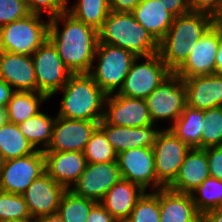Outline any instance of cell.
I'll return each mask as SVG.
<instances>
[{"label":"cell","mask_w":222,"mask_h":222,"mask_svg":"<svg viewBox=\"0 0 222 222\" xmlns=\"http://www.w3.org/2000/svg\"><path fill=\"white\" fill-rule=\"evenodd\" d=\"M31 57L37 80V92L45 94L48 98L58 93L73 74L63 63L49 39Z\"/></svg>","instance_id":"8"},{"label":"cell","mask_w":222,"mask_h":222,"mask_svg":"<svg viewBox=\"0 0 222 222\" xmlns=\"http://www.w3.org/2000/svg\"><path fill=\"white\" fill-rule=\"evenodd\" d=\"M34 222H63V220L58 215V213H56V214H52V215H46V216L39 217V218L35 219Z\"/></svg>","instance_id":"48"},{"label":"cell","mask_w":222,"mask_h":222,"mask_svg":"<svg viewBox=\"0 0 222 222\" xmlns=\"http://www.w3.org/2000/svg\"><path fill=\"white\" fill-rule=\"evenodd\" d=\"M206 151L210 177L222 180V146H213Z\"/></svg>","instance_id":"40"},{"label":"cell","mask_w":222,"mask_h":222,"mask_svg":"<svg viewBox=\"0 0 222 222\" xmlns=\"http://www.w3.org/2000/svg\"><path fill=\"white\" fill-rule=\"evenodd\" d=\"M9 122L7 109L4 106H0V127Z\"/></svg>","instance_id":"50"},{"label":"cell","mask_w":222,"mask_h":222,"mask_svg":"<svg viewBox=\"0 0 222 222\" xmlns=\"http://www.w3.org/2000/svg\"><path fill=\"white\" fill-rule=\"evenodd\" d=\"M121 179L117 162L87 163L69 190L80 197L100 202L108 190Z\"/></svg>","instance_id":"11"},{"label":"cell","mask_w":222,"mask_h":222,"mask_svg":"<svg viewBox=\"0 0 222 222\" xmlns=\"http://www.w3.org/2000/svg\"><path fill=\"white\" fill-rule=\"evenodd\" d=\"M125 222H160V189L145 192Z\"/></svg>","instance_id":"36"},{"label":"cell","mask_w":222,"mask_h":222,"mask_svg":"<svg viewBox=\"0 0 222 222\" xmlns=\"http://www.w3.org/2000/svg\"><path fill=\"white\" fill-rule=\"evenodd\" d=\"M152 148L157 181L167 188L175 180L191 147L166 128L160 131Z\"/></svg>","instance_id":"9"},{"label":"cell","mask_w":222,"mask_h":222,"mask_svg":"<svg viewBox=\"0 0 222 222\" xmlns=\"http://www.w3.org/2000/svg\"><path fill=\"white\" fill-rule=\"evenodd\" d=\"M117 163L122 179L138 184L145 191L152 183L154 189L164 188L158 181L155 171L154 151L152 147L133 148L120 152Z\"/></svg>","instance_id":"12"},{"label":"cell","mask_w":222,"mask_h":222,"mask_svg":"<svg viewBox=\"0 0 222 222\" xmlns=\"http://www.w3.org/2000/svg\"><path fill=\"white\" fill-rule=\"evenodd\" d=\"M49 98L41 92L15 91L6 106L10 123L19 124L40 112L42 102Z\"/></svg>","instance_id":"27"},{"label":"cell","mask_w":222,"mask_h":222,"mask_svg":"<svg viewBox=\"0 0 222 222\" xmlns=\"http://www.w3.org/2000/svg\"><path fill=\"white\" fill-rule=\"evenodd\" d=\"M35 151L17 124L8 122L0 127V152L5 161L28 156Z\"/></svg>","instance_id":"28"},{"label":"cell","mask_w":222,"mask_h":222,"mask_svg":"<svg viewBox=\"0 0 222 222\" xmlns=\"http://www.w3.org/2000/svg\"><path fill=\"white\" fill-rule=\"evenodd\" d=\"M30 14L24 0H0V27Z\"/></svg>","instance_id":"38"},{"label":"cell","mask_w":222,"mask_h":222,"mask_svg":"<svg viewBox=\"0 0 222 222\" xmlns=\"http://www.w3.org/2000/svg\"><path fill=\"white\" fill-rule=\"evenodd\" d=\"M83 154L86 163L117 162L118 155L99 126L93 132Z\"/></svg>","instance_id":"33"},{"label":"cell","mask_w":222,"mask_h":222,"mask_svg":"<svg viewBox=\"0 0 222 222\" xmlns=\"http://www.w3.org/2000/svg\"><path fill=\"white\" fill-rule=\"evenodd\" d=\"M146 191L138 184L121 179L99 202L118 222H125Z\"/></svg>","instance_id":"22"},{"label":"cell","mask_w":222,"mask_h":222,"mask_svg":"<svg viewBox=\"0 0 222 222\" xmlns=\"http://www.w3.org/2000/svg\"><path fill=\"white\" fill-rule=\"evenodd\" d=\"M140 59L133 61L122 88L117 92L119 95L146 99L172 73L159 53L137 63Z\"/></svg>","instance_id":"6"},{"label":"cell","mask_w":222,"mask_h":222,"mask_svg":"<svg viewBox=\"0 0 222 222\" xmlns=\"http://www.w3.org/2000/svg\"><path fill=\"white\" fill-rule=\"evenodd\" d=\"M0 79L7 82L14 91L37 92L30 55L0 51Z\"/></svg>","instance_id":"17"},{"label":"cell","mask_w":222,"mask_h":222,"mask_svg":"<svg viewBox=\"0 0 222 222\" xmlns=\"http://www.w3.org/2000/svg\"><path fill=\"white\" fill-rule=\"evenodd\" d=\"M0 222H34V220H25V221H19V220H11V219H4L0 220Z\"/></svg>","instance_id":"51"},{"label":"cell","mask_w":222,"mask_h":222,"mask_svg":"<svg viewBox=\"0 0 222 222\" xmlns=\"http://www.w3.org/2000/svg\"><path fill=\"white\" fill-rule=\"evenodd\" d=\"M199 222H222V207L201 214Z\"/></svg>","instance_id":"46"},{"label":"cell","mask_w":222,"mask_h":222,"mask_svg":"<svg viewBox=\"0 0 222 222\" xmlns=\"http://www.w3.org/2000/svg\"><path fill=\"white\" fill-rule=\"evenodd\" d=\"M193 43L184 40H161L159 51L162 61L171 72H175L188 58Z\"/></svg>","instance_id":"34"},{"label":"cell","mask_w":222,"mask_h":222,"mask_svg":"<svg viewBox=\"0 0 222 222\" xmlns=\"http://www.w3.org/2000/svg\"><path fill=\"white\" fill-rule=\"evenodd\" d=\"M142 0H109L113 12H132Z\"/></svg>","instance_id":"44"},{"label":"cell","mask_w":222,"mask_h":222,"mask_svg":"<svg viewBox=\"0 0 222 222\" xmlns=\"http://www.w3.org/2000/svg\"><path fill=\"white\" fill-rule=\"evenodd\" d=\"M87 222H118L99 202L90 210Z\"/></svg>","instance_id":"43"},{"label":"cell","mask_w":222,"mask_h":222,"mask_svg":"<svg viewBox=\"0 0 222 222\" xmlns=\"http://www.w3.org/2000/svg\"><path fill=\"white\" fill-rule=\"evenodd\" d=\"M212 25V16L189 12L174 17L173 24L162 40H184L196 44Z\"/></svg>","instance_id":"25"},{"label":"cell","mask_w":222,"mask_h":222,"mask_svg":"<svg viewBox=\"0 0 222 222\" xmlns=\"http://www.w3.org/2000/svg\"><path fill=\"white\" fill-rule=\"evenodd\" d=\"M56 117L39 112L22 123L18 124L21 133L34 146L36 150H46L52 139L53 126ZM38 147V145L41 146Z\"/></svg>","instance_id":"29"},{"label":"cell","mask_w":222,"mask_h":222,"mask_svg":"<svg viewBox=\"0 0 222 222\" xmlns=\"http://www.w3.org/2000/svg\"><path fill=\"white\" fill-rule=\"evenodd\" d=\"M64 27L60 30V22ZM48 39L73 74L89 73L94 64L98 30L75 19L67 11L49 19Z\"/></svg>","instance_id":"1"},{"label":"cell","mask_w":222,"mask_h":222,"mask_svg":"<svg viewBox=\"0 0 222 222\" xmlns=\"http://www.w3.org/2000/svg\"><path fill=\"white\" fill-rule=\"evenodd\" d=\"M32 14L42 15L46 12L48 19L67 11L69 0H24Z\"/></svg>","instance_id":"39"},{"label":"cell","mask_w":222,"mask_h":222,"mask_svg":"<svg viewBox=\"0 0 222 222\" xmlns=\"http://www.w3.org/2000/svg\"><path fill=\"white\" fill-rule=\"evenodd\" d=\"M204 110L185 105L180 117L168 127L180 140L191 148L201 149Z\"/></svg>","instance_id":"26"},{"label":"cell","mask_w":222,"mask_h":222,"mask_svg":"<svg viewBox=\"0 0 222 222\" xmlns=\"http://www.w3.org/2000/svg\"><path fill=\"white\" fill-rule=\"evenodd\" d=\"M222 33L214 25L193 44L186 61L174 72L181 78L215 74V61Z\"/></svg>","instance_id":"14"},{"label":"cell","mask_w":222,"mask_h":222,"mask_svg":"<svg viewBox=\"0 0 222 222\" xmlns=\"http://www.w3.org/2000/svg\"><path fill=\"white\" fill-rule=\"evenodd\" d=\"M186 89V104L207 110L222 106V76L217 74L182 78Z\"/></svg>","instance_id":"19"},{"label":"cell","mask_w":222,"mask_h":222,"mask_svg":"<svg viewBox=\"0 0 222 222\" xmlns=\"http://www.w3.org/2000/svg\"><path fill=\"white\" fill-rule=\"evenodd\" d=\"M135 20L159 43L173 24L170 14L159 0H142L132 11Z\"/></svg>","instance_id":"24"},{"label":"cell","mask_w":222,"mask_h":222,"mask_svg":"<svg viewBox=\"0 0 222 222\" xmlns=\"http://www.w3.org/2000/svg\"><path fill=\"white\" fill-rule=\"evenodd\" d=\"M191 196L200 214L222 207V180L208 177L191 193Z\"/></svg>","instance_id":"32"},{"label":"cell","mask_w":222,"mask_h":222,"mask_svg":"<svg viewBox=\"0 0 222 222\" xmlns=\"http://www.w3.org/2000/svg\"><path fill=\"white\" fill-rule=\"evenodd\" d=\"M201 149L222 146V106L204 110Z\"/></svg>","instance_id":"35"},{"label":"cell","mask_w":222,"mask_h":222,"mask_svg":"<svg viewBox=\"0 0 222 222\" xmlns=\"http://www.w3.org/2000/svg\"><path fill=\"white\" fill-rule=\"evenodd\" d=\"M96 57L98 63L89 74L107 95L113 94L115 89L119 92L136 57L125 49L99 42L94 59Z\"/></svg>","instance_id":"5"},{"label":"cell","mask_w":222,"mask_h":222,"mask_svg":"<svg viewBox=\"0 0 222 222\" xmlns=\"http://www.w3.org/2000/svg\"><path fill=\"white\" fill-rule=\"evenodd\" d=\"M215 74L222 76V38L220 40L215 61Z\"/></svg>","instance_id":"47"},{"label":"cell","mask_w":222,"mask_h":222,"mask_svg":"<svg viewBox=\"0 0 222 222\" xmlns=\"http://www.w3.org/2000/svg\"><path fill=\"white\" fill-rule=\"evenodd\" d=\"M174 17L191 12L189 0H159Z\"/></svg>","instance_id":"42"},{"label":"cell","mask_w":222,"mask_h":222,"mask_svg":"<svg viewBox=\"0 0 222 222\" xmlns=\"http://www.w3.org/2000/svg\"><path fill=\"white\" fill-rule=\"evenodd\" d=\"M213 25L222 33V5L219 11L213 16Z\"/></svg>","instance_id":"49"},{"label":"cell","mask_w":222,"mask_h":222,"mask_svg":"<svg viewBox=\"0 0 222 222\" xmlns=\"http://www.w3.org/2000/svg\"><path fill=\"white\" fill-rule=\"evenodd\" d=\"M45 155L46 173L57 183L66 189L78 180L86 166L83 152L65 151H43Z\"/></svg>","instance_id":"20"},{"label":"cell","mask_w":222,"mask_h":222,"mask_svg":"<svg viewBox=\"0 0 222 222\" xmlns=\"http://www.w3.org/2000/svg\"><path fill=\"white\" fill-rule=\"evenodd\" d=\"M99 122L56 117L52 139L44 151L83 152Z\"/></svg>","instance_id":"15"},{"label":"cell","mask_w":222,"mask_h":222,"mask_svg":"<svg viewBox=\"0 0 222 222\" xmlns=\"http://www.w3.org/2000/svg\"><path fill=\"white\" fill-rule=\"evenodd\" d=\"M191 12L214 16L222 5V0H189Z\"/></svg>","instance_id":"41"},{"label":"cell","mask_w":222,"mask_h":222,"mask_svg":"<svg viewBox=\"0 0 222 222\" xmlns=\"http://www.w3.org/2000/svg\"><path fill=\"white\" fill-rule=\"evenodd\" d=\"M4 162H5V160H4L3 156H2V153L0 152V172H1L2 168H3Z\"/></svg>","instance_id":"52"},{"label":"cell","mask_w":222,"mask_h":222,"mask_svg":"<svg viewBox=\"0 0 222 222\" xmlns=\"http://www.w3.org/2000/svg\"><path fill=\"white\" fill-rule=\"evenodd\" d=\"M96 203L67 189L61 198L57 213L63 222H87L89 212Z\"/></svg>","instance_id":"31"},{"label":"cell","mask_w":222,"mask_h":222,"mask_svg":"<svg viewBox=\"0 0 222 222\" xmlns=\"http://www.w3.org/2000/svg\"><path fill=\"white\" fill-rule=\"evenodd\" d=\"M14 92V89L7 82L0 79V106L6 107Z\"/></svg>","instance_id":"45"},{"label":"cell","mask_w":222,"mask_h":222,"mask_svg":"<svg viewBox=\"0 0 222 222\" xmlns=\"http://www.w3.org/2000/svg\"><path fill=\"white\" fill-rule=\"evenodd\" d=\"M64 92L57 116L100 122L107 94L89 73L72 74L59 90Z\"/></svg>","instance_id":"2"},{"label":"cell","mask_w":222,"mask_h":222,"mask_svg":"<svg viewBox=\"0 0 222 222\" xmlns=\"http://www.w3.org/2000/svg\"><path fill=\"white\" fill-rule=\"evenodd\" d=\"M32 220L23 195L0 190V220Z\"/></svg>","instance_id":"37"},{"label":"cell","mask_w":222,"mask_h":222,"mask_svg":"<svg viewBox=\"0 0 222 222\" xmlns=\"http://www.w3.org/2000/svg\"><path fill=\"white\" fill-rule=\"evenodd\" d=\"M103 120L110 125L146 127L152 123L145 99L130 98L118 93L106 96Z\"/></svg>","instance_id":"13"},{"label":"cell","mask_w":222,"mask_h":222,"mask_svg":"<svg viewBox=\"0 0 222 222\" xmlns=\"http://www.w3.org/2000/svg\"><path fill=\"white\" fill-rule=\"evenodd\" d=\"M109 0H78L67 12L75 19L99 30L110 13Z\"/></svg>","instance_id":"30"},{"label":"cell","mask_w":222,"mask_h":222,"mask_svg":"<svg viewBox=\"0 0 222 222\" xmlns=\"http://www.w3.org/2000/svg\"><path fill=\"white\" fill-rule=\"evenodd\" d=\"M200 216L191 194L160 189V222H199Z\"/></svg>","instance_id":"23"},{"label":"cell","mask_w":222,"mask_h":222,"mask_svg":"<svg viewBox=\"0 0 222 222\" xmlns=\"http://www.w3.org/2000/svg\"><path fill=\"white\" fill-rule=\"evenodd\" d=\"M42 15L30 14L0 27V51L32 56L48 39L49 19L42 22Z\"/></svg>","instance_id":"4"},{"label":"cell","mask_w":222,"mask_h":222,"mask_svg":"<svg viewBox=\"0 0 222 222\" xmlns=\"http://www.w3.org/2000/svg\"><path fill=\"white\" fill-rule=\"evenodd\" d=\"M145 100L153 124L163 119L174 123L186 105L183 79L172 72Z\"/></svg>","instance_id":"7"},{"label":"cell","mask_w":222,"mask_h":222,"mask_svg":"<svg viewBox=\"0 0 222 222\" xmlns=\"http://www.w3.org/2000/svg\"><path fill=\"white\" fill-rule=\"evenodd\" d=\"M208 177H210V173L206 151L191 148L179 168L175 180L167 188L175 192L191 194Z\"/></svg>","instance_id":"21"},{"label":"cell","mask_w":222,"mask_h":222,"mask_svg":"<svg viewBox=\"0 0 222 222\" xmlns=\"http://www.w3.org/2000/svg\"><path fill=\"white\" fill-rule=\"evenodd\" d=\"M45 172L43 150L5 161L0 172V190L22 195L29 185Z\"/></svg>","instance_id":"10"},{"label":"cell","mask_w":222,"mask_h":222,"mask_svg":"<svg viewBox=\"0 0 222 222\" xmlns=\"http://www.w3.org/2000/svg\"><path fill=\"white\" fill-rule=\"evenodd\" d=\"M99 43L120 47L136 58L158 53L159 43L135 20L132 12L110 11L98 30Z\"/></svg>","instance_id":"3"},{"label":"cell","mask_w":222,"mask_h":222,"mask_svg":"<svg viewBox=\"0 0 222 222\" xmlns=\"http://www.w3.org/2000/svg\"><path fill=\"white\" fill-rule=\"evenodd\" d=\"M66 190L46 172L35 179L22 194L31 218L35 220L42 216L56 214Z\"/></svg>","instance_id":"16"},{"label":"cell","mask_w":222,"mask_h":222,"mask_svg":"<svg viewBox=\"0 0 222 222\" xmlns=\"http://www.w3.org/2000/svg\"><path fill=\"white\" fill-rule=\"evenodd\" d=\"M99 127L117 154L133 148L153 147L161 131L155 128V124L146 127L115 126L107 124L103 119L99 122Z\"/></svg>","instance_id":"18"}]
</instances>
